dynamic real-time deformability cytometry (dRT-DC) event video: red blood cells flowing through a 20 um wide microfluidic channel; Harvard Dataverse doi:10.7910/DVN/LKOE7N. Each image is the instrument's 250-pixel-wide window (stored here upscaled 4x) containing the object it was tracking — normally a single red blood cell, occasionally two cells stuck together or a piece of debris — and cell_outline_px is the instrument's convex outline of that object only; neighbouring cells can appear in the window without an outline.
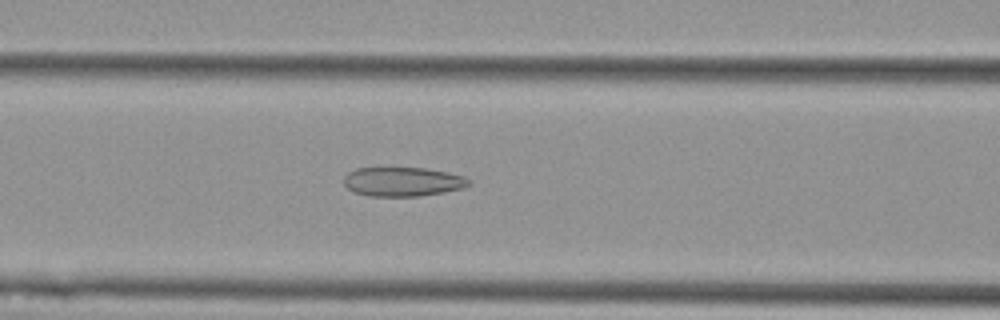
{"species": "Egyptian fruit bat (a non-hibernating species)", "species_latin": "Rousettus aegyptiacus", "temperature_condition": "cold", "stored_images_in_passage": 57, "camera_frame_rate_fps": 3000, "um_per_image_px": 0.085, "animal": {"sex": "female"}, "frame": {"image": 1, "passage_image": 24, "time_ms": 7.667, "image_size_px": [1000, 320], "cell_outline_px": [[468, 184], [464, 188], [444, 192], [420, 196], [368, 196], [356, 192], [348, 188], [344, 184], [344, 176], [348, 172], [356, 168], [424, 168], [448, 172], [464, 176], [468, 180]], "centroid_in_image_um": [34.21, 15.44], "position_along_channel_um": 132.4, "area_um2": 21.15}}
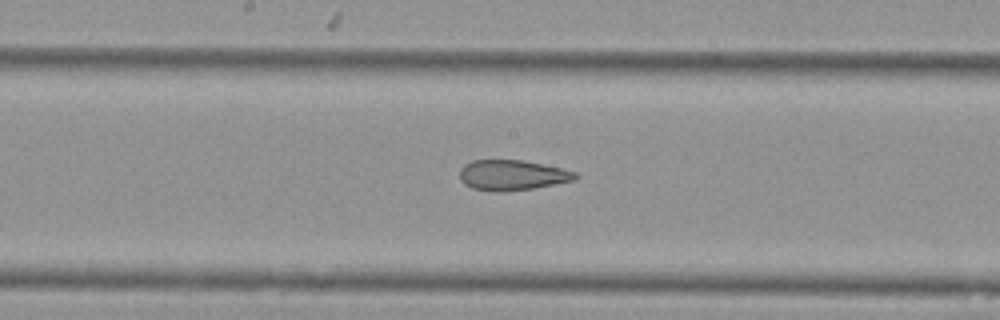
{"frame": {"image": 2, "passage_image": 30, "time_ms": 9.667, "image_size_px": [1000, 320], "cell_outline_px": [[580, 176], [576, 180], [532, 188], [504, 192], [492, 192], [472, 188], [464, 184], [460, 180], [460, 168], [464, 164], [472, 160], [524, 160], [564, 168], [576, 172]], "centroid_in_image_um": [43.55, 14.88], "position_along_channel_um": 204.7, "area_um2": 20.75}}
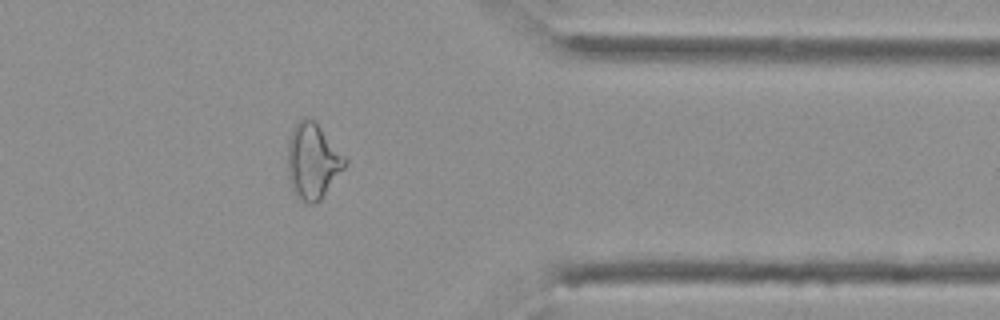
{"frame": {"image": 3, "passage_image": 46, "time_ms": 15.0, "image_size_px": [1000, 320], "cell_outline_px": [[348, 164], [320, 200], [312, 204], [308, 204], [300, 200], [292, 188], [288, 176], [288, 140], [292, 128], [304, 116], [308, 116], [316, 120], [348, 160]], "centroid_in_image_um": [26.59, 13.66], "position_along_channel_um": 384.8, "area_um2": 25.55}, "authors_computed_cell_mechanics": {"area_um2": 26.01, "velocity_mm_per_s": 3.6268, "shape_relaxation_time_tau1_ms": null, "shape_relaxation_time_tau2_ms": 2.2921, "deformation_change_tau1": null, "deformation_change_tau2": 0.1002}}